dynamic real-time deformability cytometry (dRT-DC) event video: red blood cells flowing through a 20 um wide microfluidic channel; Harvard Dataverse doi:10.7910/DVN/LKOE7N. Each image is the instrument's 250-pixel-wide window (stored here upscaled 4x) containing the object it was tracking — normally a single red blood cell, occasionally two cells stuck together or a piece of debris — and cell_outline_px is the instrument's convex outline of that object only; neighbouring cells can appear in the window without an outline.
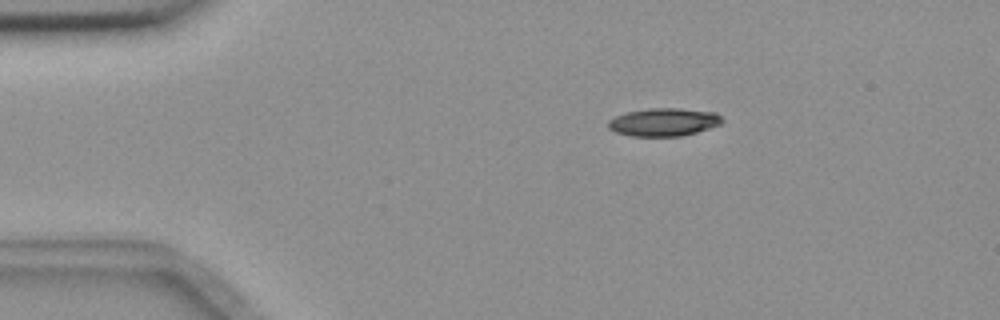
{"species": "common noctule bat (a hibernating species)", "species_latin": "Nyctalus noctula", "temperature_condition": "room temperature", "stored_images_in_passage": 26, "camera_frame_rate_fps": 3000, "um_per_image_px": 0.085, "animal": {"sex": "female", "body_mass_g": 18.4}, "frame": {"image": 1, "passage_image": 1, "time_ms": 0.0, "image_size_px": [1000, 320], "cell_outline_px": [[724, 120], [720, 124], [696, 132], [680, 136], [632, 136], [616, 132], [608, 128], [608, 120], [616, 116], [628, 112], [652, 108], [680, 108], [716, 112]], "centroid_in_image_um": [56.42, 10.37], "position_along_channel_um": 28.6, "area_um2": 18.44}}
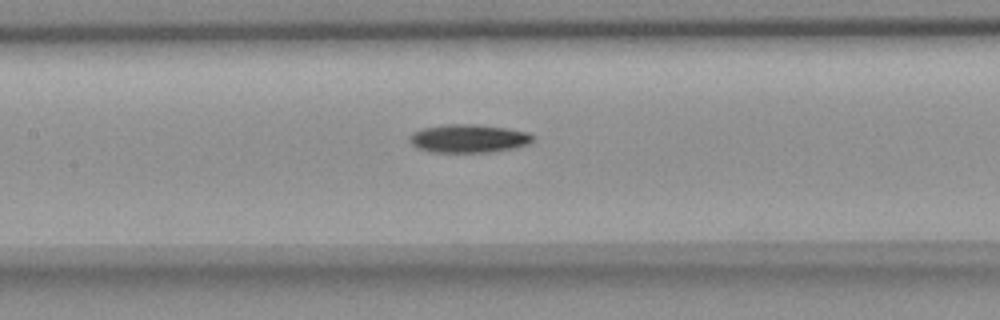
{"frame": {"image": 2, "passage_image": 17, "time_ms": 5.333, "image_size_px": [1000, 320], "cell_outline_px": [[532, 140], [528, 144], [516, 148], [492, 152], [432, 152], [420, 148], [412, 144], [408, 136], [412, 132], [424, 128], [448, 124], [472, 124], [504, 128], [528, 132], [532, 136]], "centroid_in_image_um": [39.82, 11.78], "position_along_channel_um": 167.6, "area_um2": 20.11}}
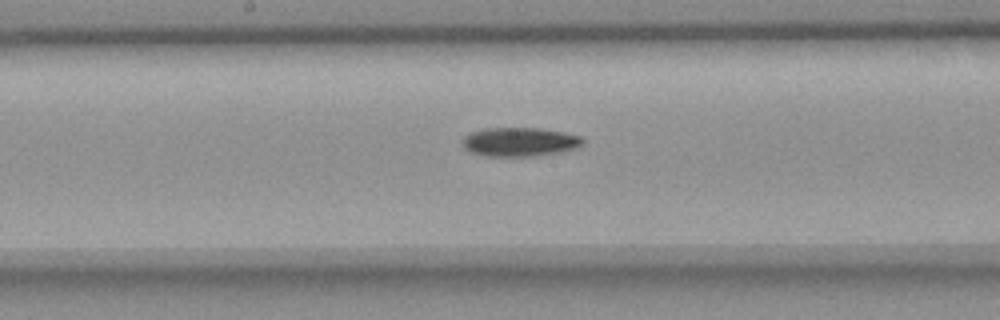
{"frame": {"image": 3, "passage_image": 20, "time_ms": 6.333, "image_size_px": [1000, 320], "cell_outline_px": [[584, 140], [580, 144], [572, 148], [560, 152], [536, 156], [484, 156], [472, 152], [464, 148], [464, 136], [472, 132], [484, 128], [540, 128], [564, 132], [580, 136]], "centroid_in_image_um": [44.15, 12.06], "position_along_channel_um": 204.0, "area_um2": 20.06}}